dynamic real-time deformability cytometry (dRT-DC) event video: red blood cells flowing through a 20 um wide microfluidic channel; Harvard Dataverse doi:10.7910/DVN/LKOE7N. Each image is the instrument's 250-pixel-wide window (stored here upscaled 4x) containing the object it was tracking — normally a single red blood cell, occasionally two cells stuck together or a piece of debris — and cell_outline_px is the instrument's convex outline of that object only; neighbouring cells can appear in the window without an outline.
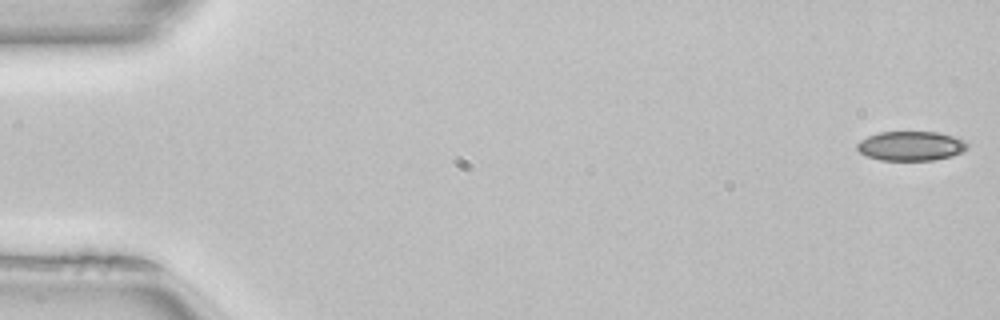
{"species": "common noctule bat (a hibernating species)", "species_latin": "Nyctalus noctula", "temperature_condition": "room temperature", "stored_images_in_passage": 47, "camera_frame_rate_fps": 3000, "um_per_image_px": 0.085, "animal": {"sex": "female", "body_mass_g": 22.7, "forearm_length_mm": 54.2}, "frame": {"image": 1, "passage_image": 1, "time_ms": 0.0, "image_size_px": [1000, 320], "cell_outline_px": [[968, 148], [952, 156], [936, 160], [880, 160], [868, 156], [860, 152], [856, 148], [856, 144], [860, 140], [868, 136], [880, 132], [940, 132], [964, 140], [968, 144]], "centroid_in_image_um": [77.43, 12.4], "position_along_channel_um": 7.6, "area_um2": 18.9}}
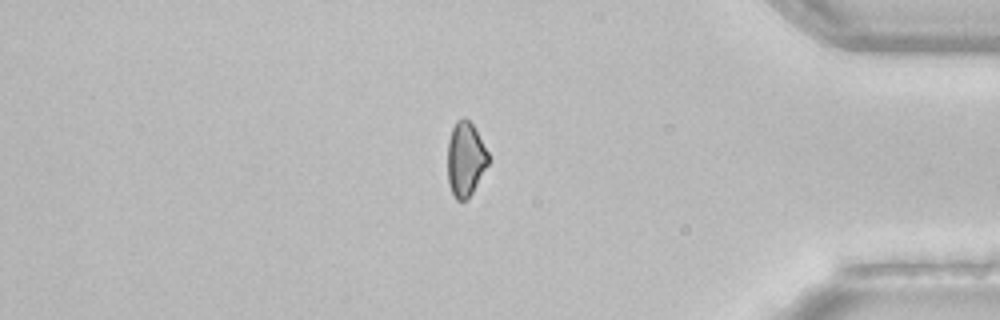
{"frame": {"image": 2, "passage_image": 43, "time_ms": 14.0, "image_size_px": [1000, 320], "cell_outline_px": [[488, 164], [472, 192], [464, 200], [456, 200], [448, 184], [448, 140], [452, 128], [456, 120], [464, 116], [472, 124], [488, 152]], "centroid_in_image_um": [39.54, 13.5], "position_along_channel_um": 395.7, "area_um2": 17.4}}